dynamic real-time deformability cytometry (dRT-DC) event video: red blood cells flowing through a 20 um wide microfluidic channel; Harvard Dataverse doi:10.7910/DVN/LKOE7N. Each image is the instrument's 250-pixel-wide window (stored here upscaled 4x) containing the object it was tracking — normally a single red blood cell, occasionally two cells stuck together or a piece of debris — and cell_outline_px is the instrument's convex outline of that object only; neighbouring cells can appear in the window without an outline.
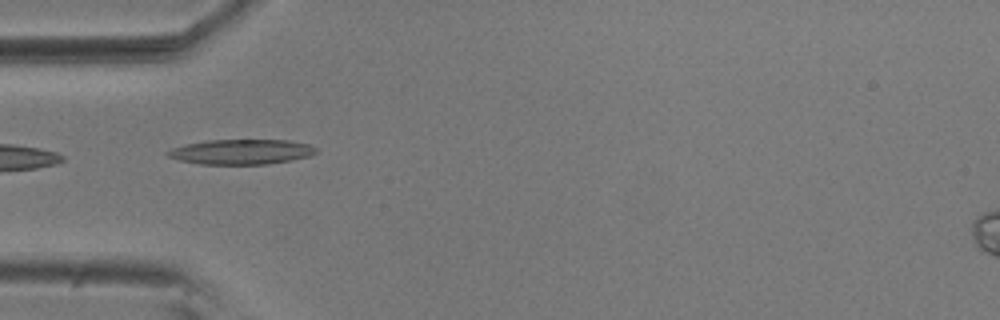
{"species": "common noctule bat (a hibernating species)", "species_latin": "Nyctalus noctula", "temperature_condition": "room temperature", "stored_images_in_passage": 23, "camera_frame_rate_fps": 3000, "um_per_image_px": 0.085, "animal": {"sex": "male", "body_mass_g": 20.5, "forearm_length_mm": 52.5}, "frame": {"image": 1, "passage_image": 1, "time_ms": 0.0, "image_size_px": [1000, 320], "cell_outline_px": [[316, 152], [312, 156], [292, 160], [268, 164], [200, 164], [180, 160], [168, 156], [164, 152], [172, 148], [184, 144], [204, 140], [288, 140], [308, 144], [316, 148]], "centroid_in_image_um": [20.5, 12.9], "position_along_channel_um": 64.5, "area_um2": 21.73}}